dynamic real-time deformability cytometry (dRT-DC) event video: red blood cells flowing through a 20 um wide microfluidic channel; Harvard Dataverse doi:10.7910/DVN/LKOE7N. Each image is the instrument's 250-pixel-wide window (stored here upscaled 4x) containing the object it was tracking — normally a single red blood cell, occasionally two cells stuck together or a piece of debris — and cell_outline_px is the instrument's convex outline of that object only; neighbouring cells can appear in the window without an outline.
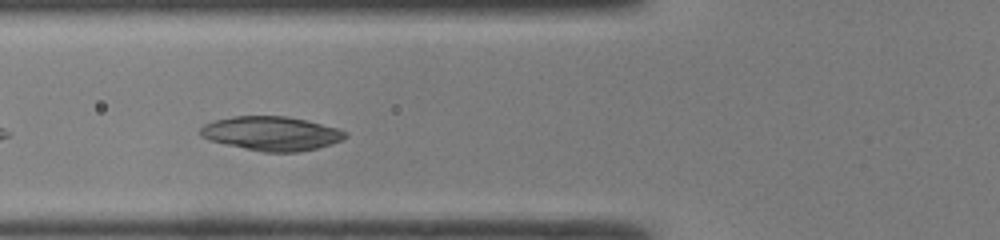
{"species": "common noctule bat (a hibernating species)", "species_latin": "Nyctalus noctula", "temperature_condition": "room temperature", "stored_images_in_passage": 31, "camera_frame_rate_fps": 3000, "um_per_image_px": 0.085, "animal": {"sex": "male", "body_mass_g": 19.0, "forearm_length_mm": 50.8}, "frame": {"image": 1, "passage_image": 5, "time_ms": 1.333, "image_size_px": [1000, 240], "cell_outline_px": [[348, 136], [344, 140], [332, 144], [300, 152], [260, 152], [224, 144], [208, 140], [200, 136], [200, 128], [204, 124], [216, 120], [232, 116], [288, 116], [336, 128], [348, 132]], "centroid_in_image_um": [23.06, 11.36], "position_along_channel_um": 102.7, "area_um2": 28.96}}
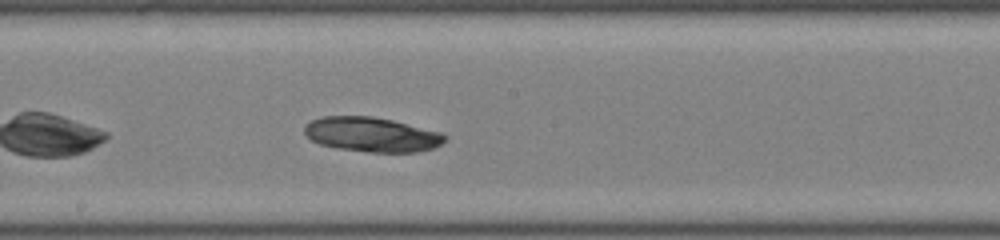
{"frame": {"image": 2, "passage_image": 13, "time_ms": 4.0, "image_size_px": [1000, 240], "cell_outline_px": [[448, 136], [440, 144], [432, 148], [416, 152], [368, 152], [336, 148], [320, 144], [312, 140], [304, 132], [304, 124], [320, 116], [372, 116], [392, 120], [440, 132]], "centroid_in_image_um": [31.56, 11.43], "position_along_channel_um": 216.6, "area_um2": 28.26}}
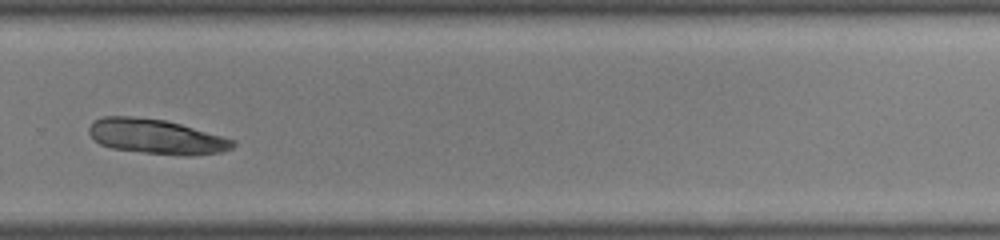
{"frame": {"image": 3, "passage_image": 20, "time_ms": 6.333, "image_size_px": [1000, 240], "cell_outline_px": [[236, 144], [232, 148], [220, 152], [188, 156], [184, 156], [144, 152], [112, 148], [100, 144], [88, 132], [88, 128], [96, 120], [104, 116], [132, 116], [164, 120], [180, 124], [236, 140]], "centroid_in_image_um": [13.3, 11.61], "position_along_channel_um": 316.5, "area_um2": 28.9}, "authors_computed_cell_mechanics": {"area_um2": 28.2064, "velocity_mm_per_s": 4.2779, "shape_relaxation_time_tau1_ms": null, "shape_relaxation_time_tau2_ms": 4.2144, "deformation_change_tau1": null, "deformation_change_tau2": 0.096}}